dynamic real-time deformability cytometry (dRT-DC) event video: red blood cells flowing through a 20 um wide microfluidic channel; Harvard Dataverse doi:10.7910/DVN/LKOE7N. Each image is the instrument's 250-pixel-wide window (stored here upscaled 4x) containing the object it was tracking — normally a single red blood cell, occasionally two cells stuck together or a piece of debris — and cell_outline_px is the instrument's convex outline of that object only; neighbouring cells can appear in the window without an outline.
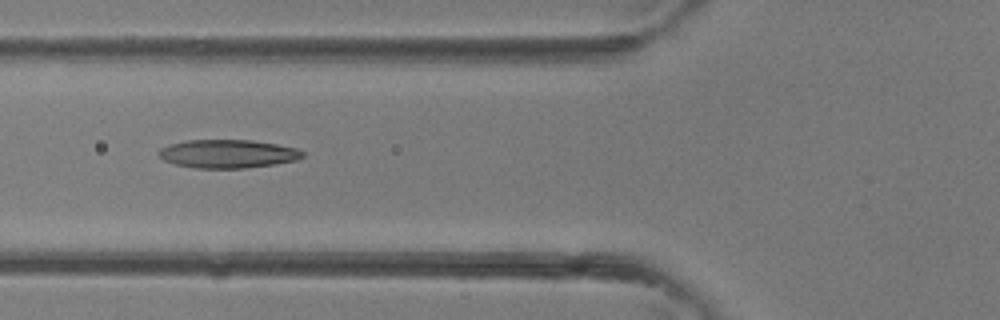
{"species": "common noctule bat (a hibernating species)", "species_latin": "Nyctalus noctula", "temperature_condition": "room temperature", "stored_images_in_passage": 4, "camera_frame_rate_fps": 3000, "um_per_image_px": 0.085, "animal": {"sex": "female"}, "frame": {"image": 1, "passage_image": 4, "time_ms": 1.0, "image_size_px": [1000, 320], "cell_outline_px": [[304, 156], [296, 160], [276, 164], [244, 168], [196, 168], [176, 164], [164, 160], [156, 152], [160, 148], [172, 144], [188, 140], [252, 140], [276, 144], [296, 148], [304, 152]], "centroid_in_image_um": [19.37, 13.07], "position_along_channel_um": 106.4, "area_um2": 23.7}}